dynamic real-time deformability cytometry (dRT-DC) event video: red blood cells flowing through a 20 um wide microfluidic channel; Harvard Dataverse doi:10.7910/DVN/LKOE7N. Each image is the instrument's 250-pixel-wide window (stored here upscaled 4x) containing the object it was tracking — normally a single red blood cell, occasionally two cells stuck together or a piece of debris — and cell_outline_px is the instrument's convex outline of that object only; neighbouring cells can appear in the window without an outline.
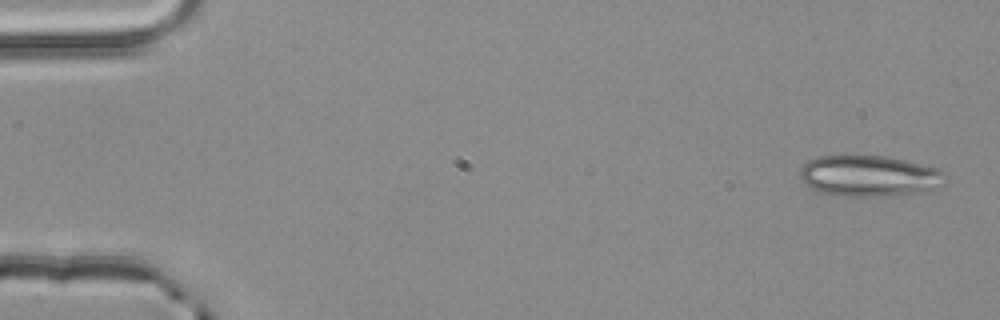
{"species": "common noctule bat (a hibernating species)", "species_latin": "Nyctalus noctula", "temperature_condition": "room temperature", "stored_images_in_passage": 4, "camera_frame_rate_fps": 3000, "um_per_image_px": 0.085, "animal": {"sex": "male", "body_mass_g": 20.4}, "frame": {"image": 1, "passage_image": 1, "time_ms": 0.0, "image_size_px": [1000, 320], "cell_outline_px": [[944, 184], [936, 188], [924, 192], [904, 196], [844, 196], [824, 192], [812, 188], [804, 184], [800, 180], [800, 168], [808, 160], [820, 156], [840, 152], [844, 152], [888, 156], [940, 168], [944, 172]], "centroid_in_image_um": [73.88, 14.91], "position_along_channel_um": 11.1, "area_um2": 36.18}}